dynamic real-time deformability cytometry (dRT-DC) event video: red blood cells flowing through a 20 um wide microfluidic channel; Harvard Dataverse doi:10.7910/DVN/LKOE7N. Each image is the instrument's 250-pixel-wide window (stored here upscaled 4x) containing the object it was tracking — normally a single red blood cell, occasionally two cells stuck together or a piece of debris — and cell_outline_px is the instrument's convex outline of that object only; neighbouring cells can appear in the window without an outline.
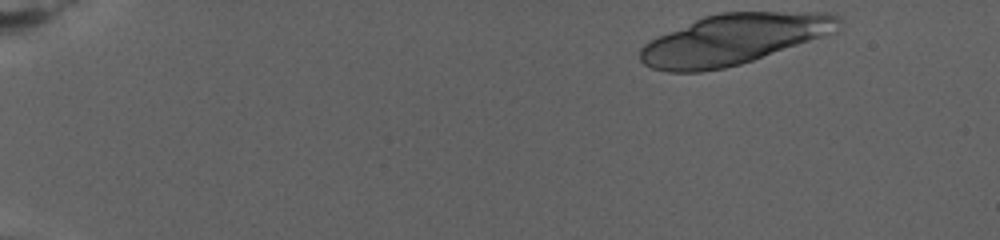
{"species": "human", "species_latin": "Homo sapiens", "temperature_condition": "warm", "stored_images_in_passage": 14, "camera_frame_rate_fps": 3000, "um_per_image_px": 0.085, "donor": {"sex": "female"}, "frame": {"image": 1, "passage_image": 1, "time_ms": 0.0, "image_size_px": [1000, 240], "cell_outline_px": [[840, 20], [836, 32], [740, 64], [724, 68], [700, 72], [668, 72], [652, 68], [644, 64], [640, 60], [640, 48], [644, 44], [660, 36], [704, 16], [720, 12], [836, 12], [840, 16]], "centroid_in_image_um": [62.39, 3.33], "position_along_channel_um": 22.6, "area_um2": 57.86}}